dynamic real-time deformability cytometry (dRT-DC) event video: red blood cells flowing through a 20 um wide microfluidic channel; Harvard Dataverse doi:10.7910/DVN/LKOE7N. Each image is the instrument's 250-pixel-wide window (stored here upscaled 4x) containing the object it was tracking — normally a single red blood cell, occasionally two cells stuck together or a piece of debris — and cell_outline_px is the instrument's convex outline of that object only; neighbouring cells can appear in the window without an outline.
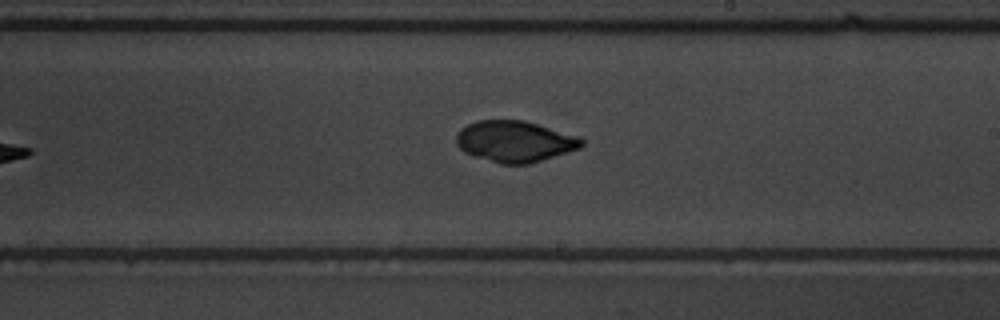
{"species": "common noctule bat (a hibernating species)", "species_latin": "Nyctalus noctula", "temperature_condition": "warm", "stored_images_in_passage": 10, "camera_frame_rate_fps": 3000, "um_per_image_px": 0.085, "animal": {"sex": "male", "body_mass_g": 19.5, "forearm_length_mm": 54.6}, "frame": {"image": 1, "passage_image": 9, "time_ms": 9.333, "image_size_px": [1000, 320], "cell_outline_px": [[584, 144], [580, 148], [568, 152], [528, 164], [500, 164], [464, 152], [456, 144], [456, 132], [460, 128], [476, 120], [524, 120], [580, 136], [584, 140]], "centroid_in_image_um": [43.76, 12.01], "position_along_channel_um": 245.2, "area_um2": 30.23}}
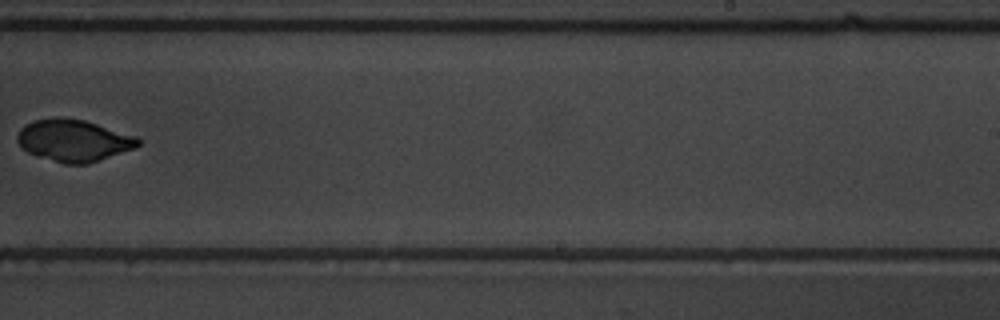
{"frame": {"image": 2, "passage_image": 10, "time_ms": 10.333, "image_size_px": [1000, 320], "cell_outline_px": [[140, 144], [136, 148], [88, 164], [64, 164], [36, 156], [20, 148], [16, 140], [16, 136], [20, 128], [24, 124], [32, 120], [56, 116], [60, 116], [84, 120], [136, 136], [140, 140]], "centroid_in_image_um": [6.21, 11.93], "position_along_channel_um": 282.8, "area_um2": 30.0}}